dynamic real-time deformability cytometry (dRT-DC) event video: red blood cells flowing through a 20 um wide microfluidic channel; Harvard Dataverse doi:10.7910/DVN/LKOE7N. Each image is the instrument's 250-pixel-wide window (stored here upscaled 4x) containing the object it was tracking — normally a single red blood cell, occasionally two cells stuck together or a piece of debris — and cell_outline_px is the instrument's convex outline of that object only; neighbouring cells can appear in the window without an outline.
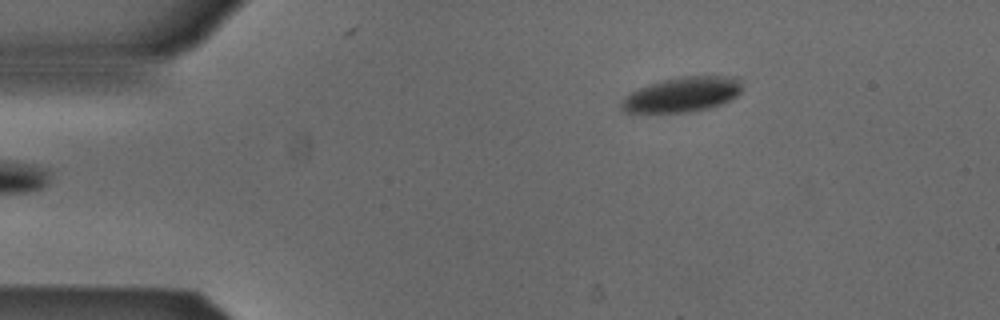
{"species": "Egyptian fruit bat (a non-hibernating species)", "species_latin": "Rousettus aegyptiacus", "temperature_condition": "cold", "stored_images_in_passage": 4, "camera_frame_rate_fps": 3000, "um_per_image_px": 0.085, "animal": {"sex": "male"}, "frame": {"image": 1, "passage_image": 4, "time_ms": 1.0, "image_size_px": [1000, 320], "cell_outline_px": [[740, 92], [736, 96], [720, 104], [708, 108], [688, 112], [624, 112], [620, 108], [620, 100], [628, 92], [648, 84], [680, 76], [736, 76], [740, 80]], "centroid_in_image_um": [57.93, 8.03], "position_along_channel_um": 27.1, "area_um2": 24.57}}